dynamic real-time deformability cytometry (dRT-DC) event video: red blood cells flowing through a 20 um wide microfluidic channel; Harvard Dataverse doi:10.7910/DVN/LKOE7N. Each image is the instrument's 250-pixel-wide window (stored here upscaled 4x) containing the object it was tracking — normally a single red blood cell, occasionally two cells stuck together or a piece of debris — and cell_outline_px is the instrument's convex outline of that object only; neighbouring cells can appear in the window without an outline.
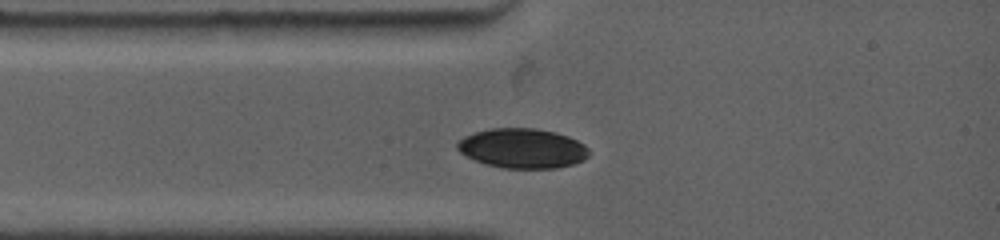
{"species": "common noctule bat (a hibernating species)", "species_latin": "Nyctalus noctula", "temperature_condition": "warm", "stored_images_in_passage": 6, "camera_frame_rate_fps": 4500, "um_per_image_px": 0.085, "animal": {"sex": "female", "body_mass_g": 19.0, "forearm_length_mm": 53.3}, "frame": {"image": 1, "passage_image": 1, "time_ms": 0.0, "image_size_px": [1000, 240], "cell_outline_px": [[588, 156], [584, 160], [572, 164], [556, 168], [504, 168], [488, 164], [476, 160], [460, 152], [456, 148], [456, 144], [464, 136], [476, 132], [492, 128], [536, 128], [556, 132], [568, 136], [584, 144], [588, 148]], "centroid_in_image_um": [44.43, 12.6], "position_along_channel_um": 40.6, "area_um2": 30.29}}
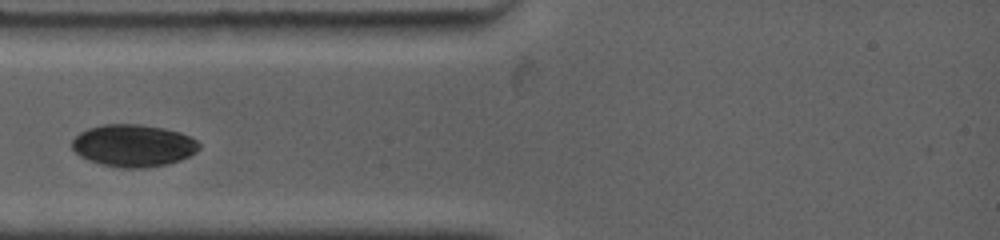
{"frame": {"image": 2, "passage_image": 3, "time_ms": 0.889, "image_size_px": [1000, 240], "cell_outline_px": [[200, 148], [196, 152], [180, 160], [148, 168], [120, 168], [100, 164], [88, 160], [80, 156], [72, 148], [72, 140], [80, 132], [88, 128], [104, 124], [140, 124], [164, 128], [180, 132], [196, 140], [200, 144]], "centroid_in_image_um": [11.32, 12.37], "position_along_channel_um": 73.7, "area_um2": 31.33}}
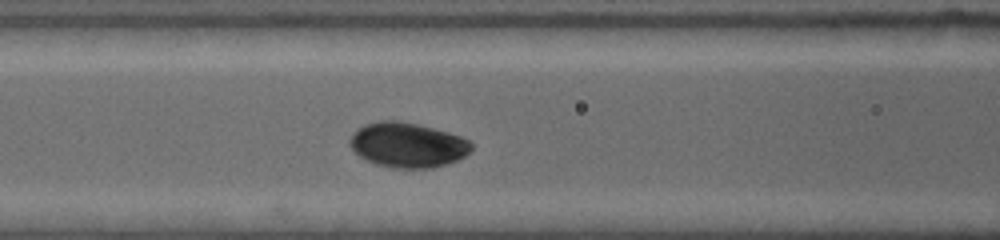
{"frame": {"image": 3, "passage_image": 6, "time_ms": 2.444, "image_size_px": [1000, 240], "cell_outline_px": [[472, 148], [464, 156], [448, 164], [432, 168], [392, 168], [376, 164], [360, 156], [348, 144], [348, 140], [352, 132], [356, 128], [364, 124], [380, 120], [396, 120], [416, 124], [448, 132], [460, 136], [468, 140], [472, 144]], "centroid_in_image_um": [34.6, 12.32], "position_along_channel_um": 132.0, "area_um2": 31.85}}